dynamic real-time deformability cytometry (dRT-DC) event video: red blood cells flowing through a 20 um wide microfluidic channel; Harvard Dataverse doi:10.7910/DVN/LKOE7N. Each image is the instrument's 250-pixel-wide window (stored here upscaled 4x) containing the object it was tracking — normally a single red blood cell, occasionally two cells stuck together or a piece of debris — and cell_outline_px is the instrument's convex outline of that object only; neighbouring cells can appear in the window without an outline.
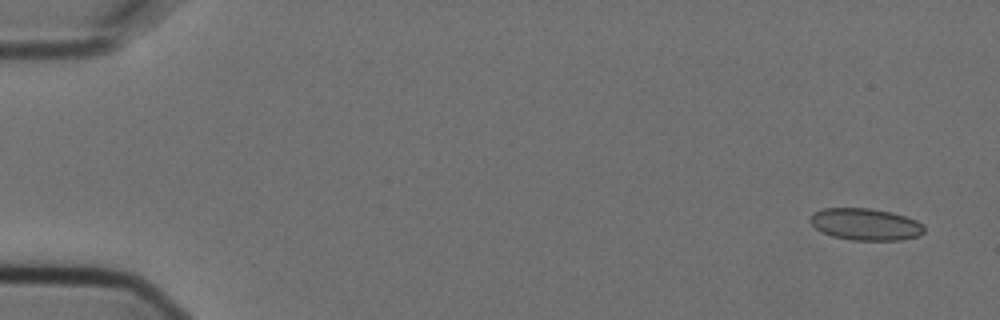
{"species": "Egyptian fruit bat (a non-hibernating species)", "species_latin": "Rousettus aegyptiacus", "temperature_condition": "cold", "stored_images_in_passage": 3, "camera_frame_rate_fps": 3000, "um_per_image_px": 0.085, "animal": {"sex": "female"}, "frame": {"image": 1, "passage_image": 1, "time_ms": 0.0, "image_size_px": [1000, 320], "cell_outline_px": [[924, 232], [920, 236], [900, 240], [852, 240], [832, 236], [816, 228], [808, 220], [812, 212], [824, 208], [872, 208], [892, 212], [916, 220], [924, 224]], "centroid_in_image_um": [73.58, 19.06], "position_along_channel_um": 11.4, "area_um2": 21.33}}